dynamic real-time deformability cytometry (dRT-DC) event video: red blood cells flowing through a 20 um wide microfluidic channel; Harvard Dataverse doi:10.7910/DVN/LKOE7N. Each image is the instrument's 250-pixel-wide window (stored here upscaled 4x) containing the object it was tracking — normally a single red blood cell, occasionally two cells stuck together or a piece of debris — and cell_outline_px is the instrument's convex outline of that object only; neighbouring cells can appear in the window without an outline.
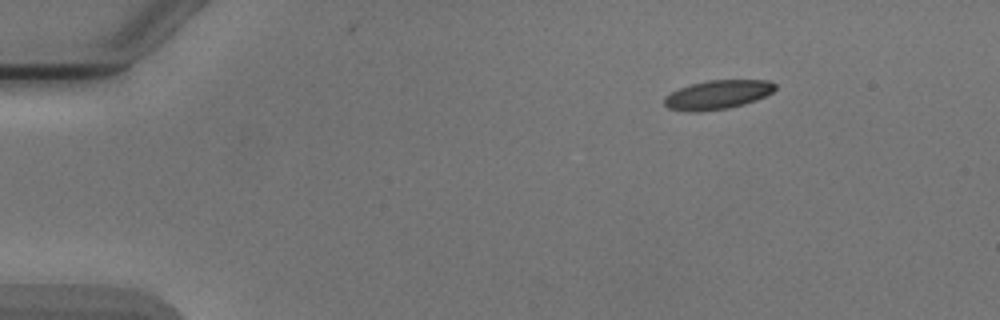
{"species": "Egyptian fruit bat (a non-hibernating species)", "species_latin": "Rousettus aegyptiacus", "temperature_condition": "cold", "stored_images_in_passage": 2, "camera_frame_rate_fps": 3000, "um_per_image_px": 0.085, "animal": {"sex": "male"}, "frame": {"image": 1, "passage_image": 2, "time_ms": 1.333, "image_size_px": [1000, 320], "cell_outline_px": [[776, 88], [772, 92], [756, 100], [744, 104], [728, 108], [700, 112], [688, 112], [668, 108], [664, 104], [664, 96], [680, 88], [692, 84], [708, 80], [768, 80], [776, 84]], "centroid_in_image_um": [60.99, 8.06], "position_along_channel_um": 24.0, "area_um2": 18.73}}